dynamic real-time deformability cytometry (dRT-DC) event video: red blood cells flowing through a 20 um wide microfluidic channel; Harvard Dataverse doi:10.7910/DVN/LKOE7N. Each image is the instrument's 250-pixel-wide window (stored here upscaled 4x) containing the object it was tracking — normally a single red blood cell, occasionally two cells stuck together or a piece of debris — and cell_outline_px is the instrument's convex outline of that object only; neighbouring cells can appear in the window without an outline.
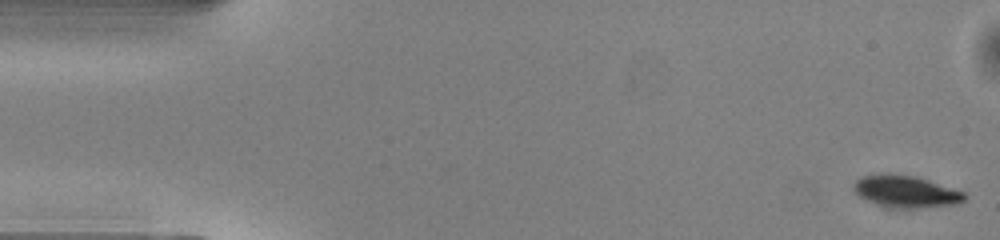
{"species": "common noctule bat (a hibernating species)", "species_latin": "Nyctalus noctula", "temperature_condition": "warm", "stored_images_in_passage": 50, "camera_frame_rate_fps": 3000, "um_per_image_px": 0.085, "animal": {"sex": "male", "body_mass_g": 13.0, "forearm_length_mm": 53.1}, "frame": {"image": 1, "passage_image": 1, "time_ms": 0.0, "image_size_px": [1000, 240], "cell_outline_px": [[968, 196], [964, 200], [956, 204], [916, 208], [888, 208], [876, 204], [860, 196], [856, 192], [856, 180], [864, 176], [880, 172], [892, 172], [916, 176], [964, 192]], "centroid_in_image_um": [77.01, 16.26], "position_along_channel_um": 8.0, "area_um2": 20.69}}
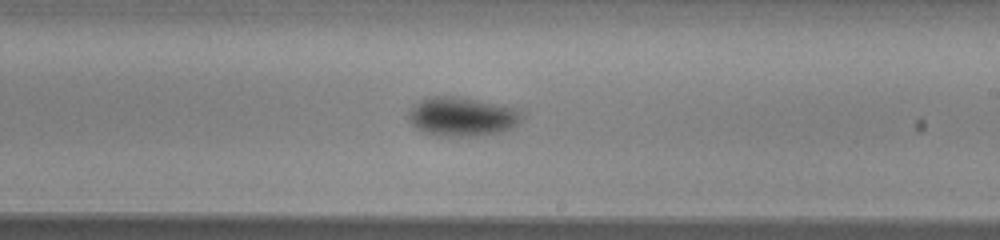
{"frame": {"image": 2, "passage_image": 29, "time_ms": 9.333, "image_size_px": [1000, 240], "cell_outline_px": [[520, 120], [512, 128], [500, 132], [476, 136], [436, 136], [424, 132], [416, 128], [412, 124], [408, 116], [408, 112], [420, 100], [432, 96], [452, 96], [476, 100], [512, 108], [520, 112]], "centroid_in_image_um": [39.21, 9.93], "position_along_channel_um": 249.8, "area_um2": 25.26}}
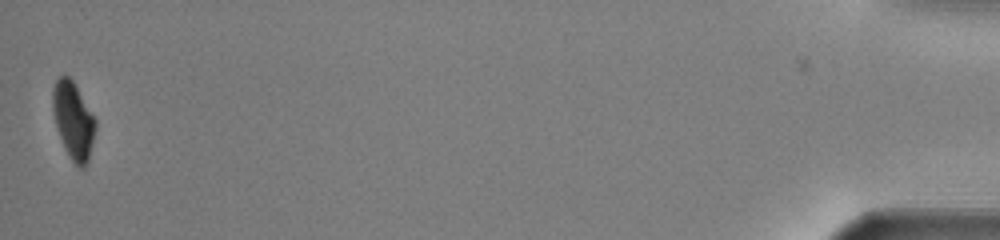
{"frame": {"image": 3, "passage_image": 50, "time_ms": 16.333, "image_size_px": [1000, 240], "cell_outline_px": [[96, 128], [88, 160], [84, 168], [76, 168], [68, 156], [64, 148], [56, 128], [52, 108], [52, 88], [56, 80], [64, 72], [72, 80], [96, 120]], "centroid_in_image_um": [6.2, 10.26], "position_along_channel_um": 429.0, "area_um2": 19.36}, "authors_computed_cell_mechanics": {"area_um2": 22.5998, "velocity_mm_per_s": 4.033, "shape_relaxation_time_tau1_ms": 1.9348, "shape_relaxation_time_tau2_ms": null, "deformation_change_tau1": 0.1, "deformation_change_tau2": null}}